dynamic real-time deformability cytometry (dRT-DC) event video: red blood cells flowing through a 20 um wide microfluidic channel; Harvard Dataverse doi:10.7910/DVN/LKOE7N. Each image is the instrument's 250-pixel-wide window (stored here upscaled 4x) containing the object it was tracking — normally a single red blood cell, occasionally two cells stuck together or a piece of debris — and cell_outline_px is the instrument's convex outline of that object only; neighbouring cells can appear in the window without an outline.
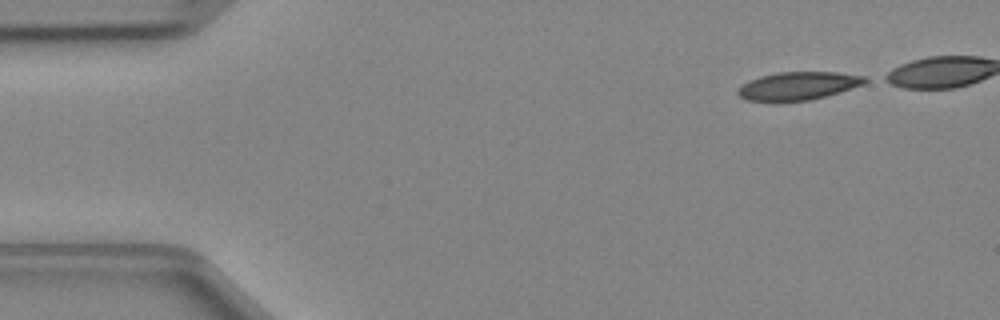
{"species": "Egyptian fruit bat (a non-hibernating species)", "species_latin": "Rousettus aegyptiacus", "temperature_condition": "cold", "stored_images_in_passage": 35, "camera_frame_rate_fps": 3000, "um_per_image_px": 0.085, "animal": {"sex": "female"}, "frame": {"image": 1, "passage_image": 1, "time_ms": 0.0, "image_size_px": [1000, 320], "cell_outline_px": [[872, 80], [864, 84], [840, 92], [808, 100], [748, 100], [740, 96], [736, 92], [744, 84], [760, 76], [776, 72], [836, 72], [868, 76]], "centroid_in_image_um": [67.96, 7.27], "position_along_channel_um": 17.0, "area_um2": 20.46}}
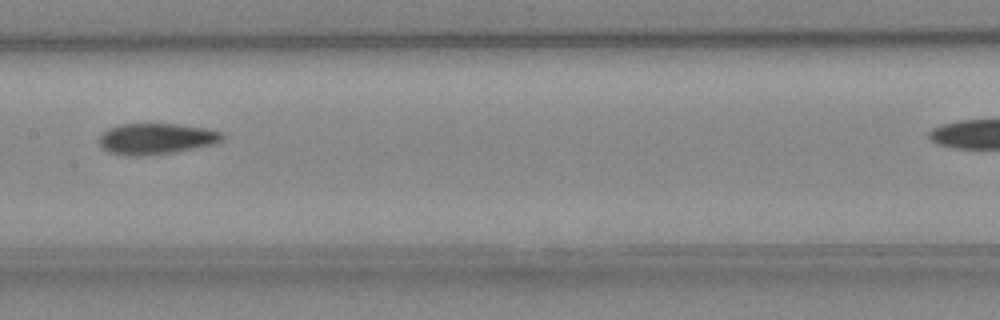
{"frame": {"image": 2, "passage_image": 20, "time_ms": 6.333, "image_size_px": [1000, 320], "cell_outline_px": [[224, 140], [212, 144], [176, 152], [144, 156], [128, 156], [108, 152], [100, 148], [100, 136], [108, 128], [120, 124], [176, 124], [208, 128], [220, 132], [224, 136]], "centroid_in_image_um": [13.26, 11.8], "position_along_channel_um": 194.1, "area_um2": 22.37}}
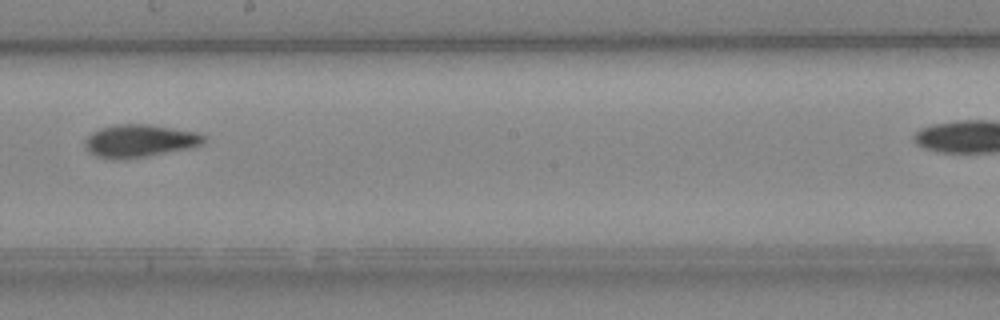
{"frame": {"image": 3, "passage_image": 23, "time_ms": 7.333, "image_size_px": [1000, 320], "cell_outline_px": [[208, 136], [204, 144], [192, 148], [144, 156], [96, 156], [88, 152], [84, 144], [84, 140], [92, 132], [100, 128], [116, 124], [148, 124], [200, 132]], "centroid_in_image_um": [11.97, 11.92], "position_along_channel_um": 236.2, "area_um2": 22.25}}